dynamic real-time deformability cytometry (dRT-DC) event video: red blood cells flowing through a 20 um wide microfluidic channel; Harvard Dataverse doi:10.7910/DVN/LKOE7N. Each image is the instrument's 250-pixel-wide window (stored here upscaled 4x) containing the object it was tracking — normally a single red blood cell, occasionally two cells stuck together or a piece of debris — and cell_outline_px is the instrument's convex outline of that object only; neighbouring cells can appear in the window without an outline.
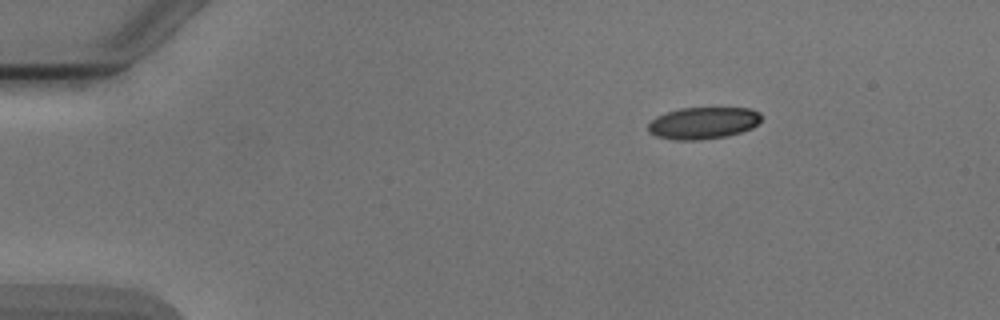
{"species": "Egyptian fruit bat (a non-hibernating species)", "species_latin": "Rousettus aegyptiacus", "temperature_condition": "cold", "stored_images_in_passage": 3, "camera_frame_rate_fps": 3000, "um_per_image_px": 0.085, "animal": {"sex": "male"}, "frame": {"image": 1, "passage_image": 1, "time_ms": 0.0, "image_size_px": [1000, 320], "cell_outline_px": [[760, 120], [752, 128], [740, 132], [724, 136], [700, 140], [676, 140], [656, 136], [648, 132], [648, 124], [656, 116], [680, 108], [752, 108], [760, 112]], "centroid_in_image_um": [59.75, 10.45], "position_along_channel_um": 25.2, "area_um2": 20.92}}